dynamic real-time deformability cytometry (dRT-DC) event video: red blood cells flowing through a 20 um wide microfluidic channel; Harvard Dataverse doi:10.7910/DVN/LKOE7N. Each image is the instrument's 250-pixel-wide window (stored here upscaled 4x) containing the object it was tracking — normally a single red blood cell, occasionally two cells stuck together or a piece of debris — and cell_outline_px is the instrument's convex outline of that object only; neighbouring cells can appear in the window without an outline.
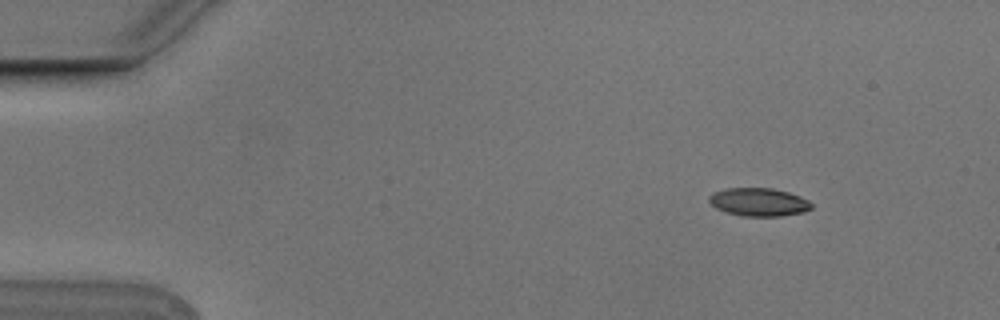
{"species": "Egyptian fruit bat (a non-hibernating species)", "species_latin": "Rousettus aegyptiacus", "temperature_condition": "cold", "stored_images_in_passage": 4, "camera_frame_rate_fps": 3000, "um_per_image_px": 0.085, "animal": {"sex": "male"}, "frame": {"image": 1, "passage_image": 1, "time_ms": 0.0, "image_size_px": [1000, 320], "cell_outline_px": [[812, 208], [804, 212], [780, 216], [744, 216], [728, 212], [716, 208], [708, 200], [708, 196], [712, 192], [728, 188], [772, 188], [788, 192], [800, 196], [808, 200], [812, 204]], "centroid_in_image_um": [64.5, 17.17], "position_along_channel_um": 20.5, "area_um2": 16.76}}
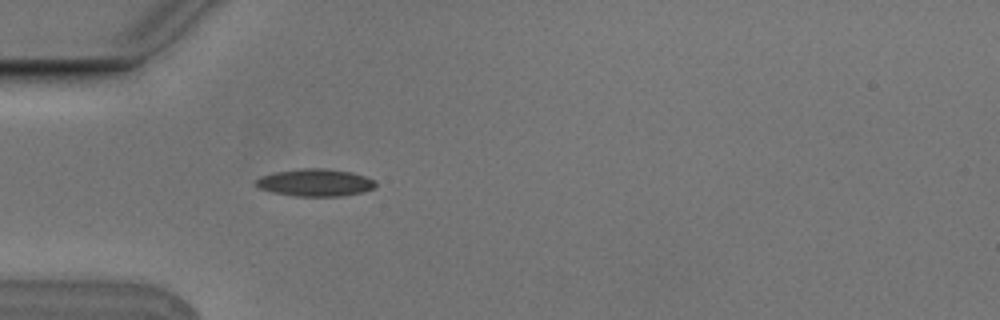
{"frame": {"image": 2, "passage_image": 4, "time_ms": 1.0, "image_size_px": [1000, 320], "cell_outline_px": [[376, 188], [364, 192], [340, 196], [296, 196], [272, 192], [260, 188], [256, 184], [256, 180], [264, 176], [276, 172], [300, 168], [324, 168], [352, 172], [376, 180]], "centroid_in_image_um": [26.86, 15.52], "position_along_channel_um": 58.1, "area_um2": 19.02}}